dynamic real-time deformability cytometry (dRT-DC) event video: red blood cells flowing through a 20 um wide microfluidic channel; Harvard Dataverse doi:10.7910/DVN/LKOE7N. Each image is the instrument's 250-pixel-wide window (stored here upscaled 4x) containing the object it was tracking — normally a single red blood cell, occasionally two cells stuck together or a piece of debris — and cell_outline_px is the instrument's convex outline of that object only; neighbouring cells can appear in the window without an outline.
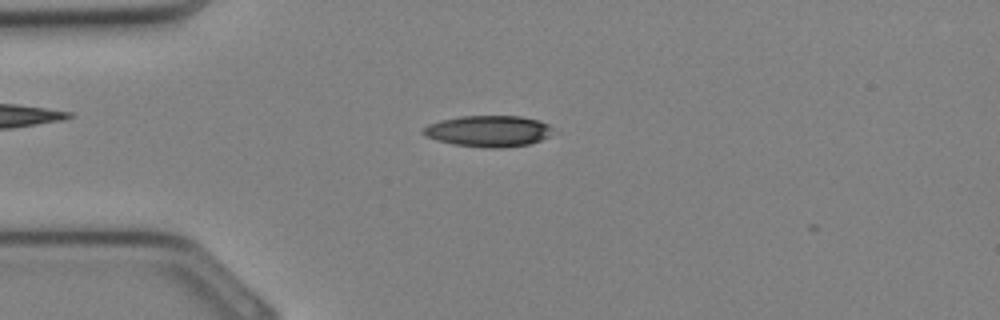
{"species": "Egyptian fruit bat (a non-hibernating species)", "species_latin": "Rousettus aegyptiacus", "temperature_condition": "cold", "stored_images_in_passage": 4, "camera_frame_rate_fps": 3000, "um_per_image_px": 0.085, "animal": {"sex": "female"}, "frame": {"image": 1, "passage_image": 2, "time_ms": 0.333, "image_size_px": [1000, 320], "cell_outline_px": [[560, 132], [540, 140], [528, 144], [504, 148], [484, 148], [452, 144], [436, 140], [424, 136], [420, 132], [420, 128], [428, 124], [440, 120], [460, 116], [520, 116], [540, 120], [548, 124]], "centroid_in_image_um": [41.53, 11.14], "position_along_channel_um": 43.5, "area_um2": 24.28}}